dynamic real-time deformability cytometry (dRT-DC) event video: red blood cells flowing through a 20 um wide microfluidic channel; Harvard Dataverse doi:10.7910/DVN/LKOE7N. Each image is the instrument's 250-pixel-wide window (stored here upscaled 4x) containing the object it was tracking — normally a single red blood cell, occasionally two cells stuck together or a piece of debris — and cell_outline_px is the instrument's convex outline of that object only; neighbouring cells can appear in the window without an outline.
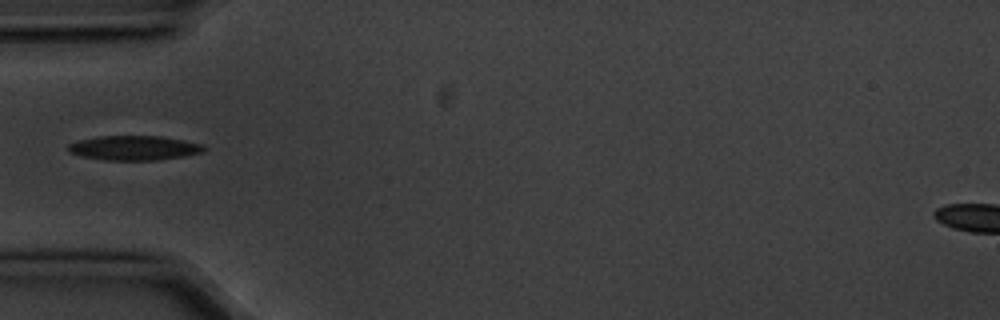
{"species": "common noctule bat (a hibernating species)", "species_latin": "Nyctalus noctula", "temperature_condition": "cold", "stored_images_in_passage": 4, "camera_frame_rate_fps": 3000, "um_per_image_px": 0.085, "animal": {"sex": "male", "body_mass_g": 20.1, "forearm_length_mm": 53.5}, "frame": {"image": 1, "passage_image": 4, "time_ms": 1.0, "image_size_px": [1000, 320], "cell_outline_px": [[208, 148], [204, 152], [184, 156], [156, 160], [104, 160], [80, 156], [68, 152], [68, 144], [80, 140], [96, 136], [160, 136], [184, 140], [204, 144]], "centroid_in_image_um": [11.43, 12.57], "position_along_channel_um": 73.6, "area_um2": 19.59}}